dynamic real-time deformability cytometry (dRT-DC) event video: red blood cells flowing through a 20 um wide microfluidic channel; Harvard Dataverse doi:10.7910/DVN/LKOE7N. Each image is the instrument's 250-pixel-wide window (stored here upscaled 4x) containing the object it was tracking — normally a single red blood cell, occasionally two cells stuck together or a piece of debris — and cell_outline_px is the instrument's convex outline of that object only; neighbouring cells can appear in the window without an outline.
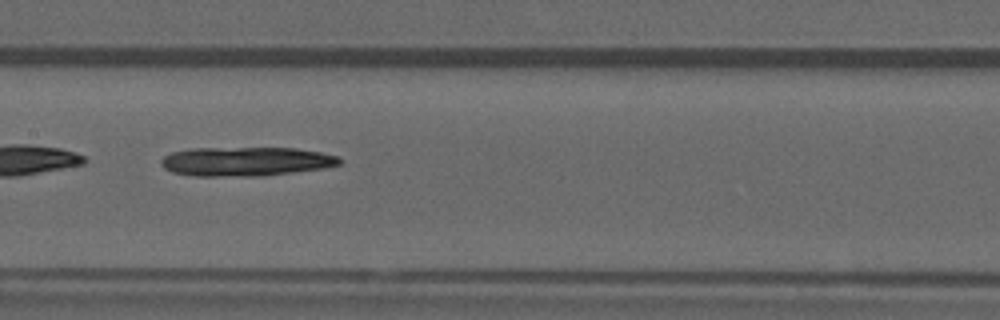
{"species": "common noctule bat (a hibernating species)", "species_latin": "Nyctalus noctula", "temperature_condition": "warm", "stored_images_in_passage": 34, "camera_frame_rate_fps": 3000, "um_per_image_px": 0.085, "animal": {"sex": "male", "forearm_length_mm": 52.5}, "frame": {"image": 1, "passage_image": 10, "time_ms": 3.0, "image_size_px": [1000, 320], "cell_outline_px": [[340, 164], [320, 168], [292, 172], [260, 176], [196, 176], [172, 172], [164, 168], [160, 164], [160, 160], [164, 156], [172, 152], [192, 148], [296, 148], [320, 152], [340, 156]], "centroid_in_image_um": [20.86, 13.72], "position_along_channel_um": 186.5, "area_um2": 30.17}}